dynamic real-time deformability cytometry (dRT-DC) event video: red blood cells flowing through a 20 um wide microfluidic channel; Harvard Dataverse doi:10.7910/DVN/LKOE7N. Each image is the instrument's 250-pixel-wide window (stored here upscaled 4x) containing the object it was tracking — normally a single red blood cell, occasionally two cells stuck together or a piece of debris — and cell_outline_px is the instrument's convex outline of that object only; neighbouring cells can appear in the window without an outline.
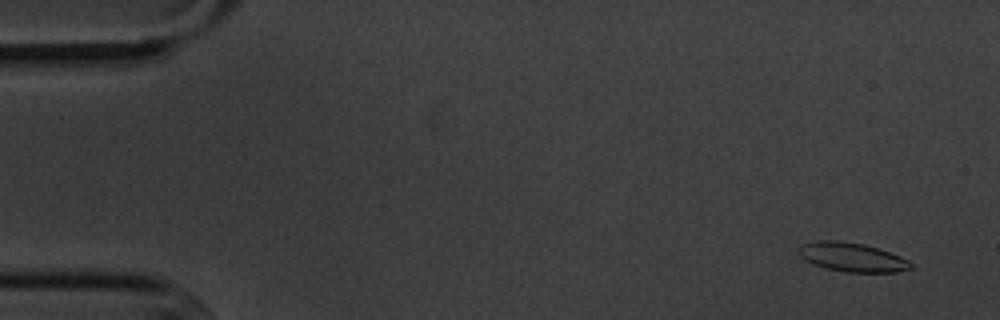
{"species": "common noctule bat (a hibernating species)", "species_latin": "Nyctalus noctula", "temperature_condition": "cold", "stored_images_in_passage": 8, "camera_frame_rate_fps": 3000, "um_per_image_px": 0.085, "animal": {"sex": "male", "body_mass_g": 20.1, "forearm_length_mm": 53.5}, "frame": {"image": 1, "passage_image": 1, "time_ms": 0.0, "image_size_px": [1000, 320], "cell_outline_px": [[912, 268], [896, 272], [848, 272], [828, 268], [812, 264], [804, 260], [796, 252], [796, 248], [800, 244], [816, 240], [836, 240], [864, 244], [900, 256], [908, 260], [912, 264]], "centroid_in_image_um": [72.35, 21.84], "position_along_channel_um": 12.7, "area_um2": 19.02}}
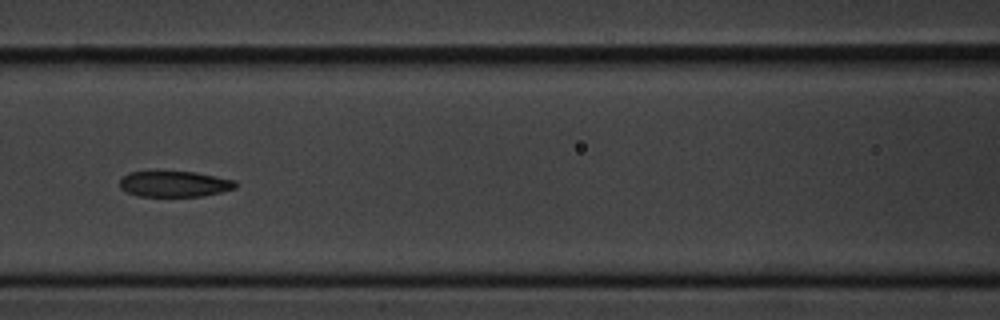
{"frame": {"image": 2, "passage_image": 7, "time_ms": 7.0, "image_size_px": [1000, 320], "cell_outline_px": [[236, 188], [204, 196], [140, 196], [128, 192], [120, 188], [120, 180], [128, 172], [196, 172], [236, 180]], "centroid_in_image_um": [14.86, 15.64], "position_along_channel_um": 151.7, "area_um2": 17.28}}
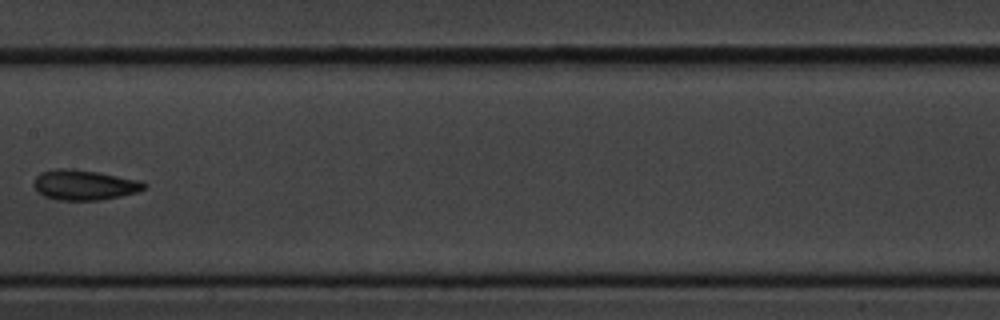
{"frame": {"image": 3, "passage_image": 8, "time_ms": 8.333, "image_size_px": [1000, 320], "cell_outline_px": [[148, 184], [144, 188], [136, 192], [120, 196], [100, 200], [56, 200], [44, 196], [36, 192], [32, 184], [36, 176], [40, 172], [56, 168], [72, 168], [144, 180]], "centroid_in_image_um": [7.14, 15.71], "position_along_channel_um": 200.3, "area_um2": 19.71}}